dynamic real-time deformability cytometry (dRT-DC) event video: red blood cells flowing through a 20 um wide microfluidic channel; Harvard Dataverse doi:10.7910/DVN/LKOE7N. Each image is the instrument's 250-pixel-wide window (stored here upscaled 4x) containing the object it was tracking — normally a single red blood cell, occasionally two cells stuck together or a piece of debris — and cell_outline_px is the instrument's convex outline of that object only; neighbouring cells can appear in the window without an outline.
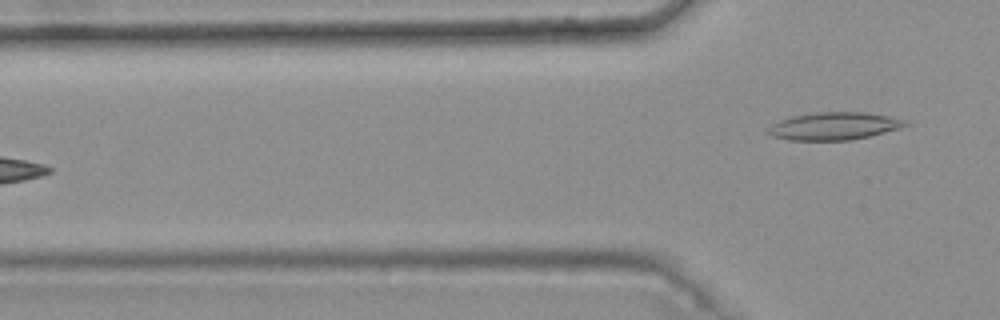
{"species": "common noctule bat (a hibernating species)", "species_latin": "Nyctalus noctula", "temperature_condition": "warm", "stored_images_in_passage": 6, "camera_frame_rate_fps": 3000, "um_per_image_px": 0.085, "animal": {"sex": "female", "body_mass_g": 25.1}, "frame": {"image": 1, "passage_image": 6, "time_ms": 1.667, "image_size_px": [1000, 320], "cell_outline_px": [[908, 124], [900, 128], [868, 136], [848, 140], [788, 140], [772, 136], [768, 132], [768, 128], [772, 124], [780, 120], [792, 116], [816, 112], [864, 112], [888, 116], [904, 120]], "centroid_in_image_um": [70.86, 10.71], "position_along_channel_um": 54.9, "area_um2": 21.79}}